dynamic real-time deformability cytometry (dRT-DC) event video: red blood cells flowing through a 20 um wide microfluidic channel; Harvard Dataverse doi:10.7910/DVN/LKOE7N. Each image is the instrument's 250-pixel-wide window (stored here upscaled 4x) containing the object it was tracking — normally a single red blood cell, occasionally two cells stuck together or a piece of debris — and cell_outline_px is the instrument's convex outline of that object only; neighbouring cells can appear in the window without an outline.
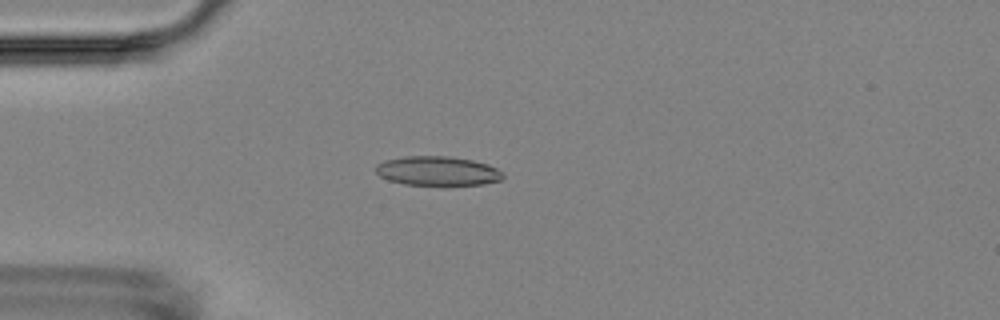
{"species": "Egyptian fruit bat (a non-hibernating species)", "species_latin": "Rousettus aegyptiacus", "temperature_condition": "room temperature", "stored_images_in_passage": 6, "camera_frame_rate_fps": 3000, "um_per_image_px": 0.085, "animal": {"sex": "female"}, "frame": {"image": 1, "passage_image": 3, "time_ms": 3.0, "image_size_px": [1000, 320], "cell_outline_px": [[504, 176], [500, 180], [484, 184], [404, 184], [388, 180], [380, 176], [376, 172], [376, 164], [384, 160], [404, 156], [448, 156], [472, 160], [488, 164], [504, 172]], "centroid_in_image_um": [37.18, 14.51], "position_along_channel_um": 47.8, "area_um2": 21.56}}